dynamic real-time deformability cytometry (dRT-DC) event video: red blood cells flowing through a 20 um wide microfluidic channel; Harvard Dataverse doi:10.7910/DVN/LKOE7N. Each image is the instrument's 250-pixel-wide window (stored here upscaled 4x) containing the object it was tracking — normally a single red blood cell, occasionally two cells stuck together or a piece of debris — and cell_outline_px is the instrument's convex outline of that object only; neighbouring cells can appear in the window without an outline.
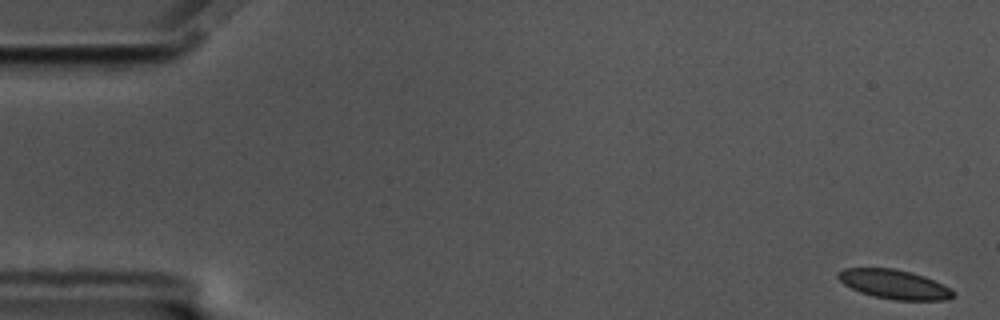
{"species": "common noctule bat (a hibernating species)", "species_latin": "Nyctalus noctula", "temperature_condition": "cold", "stored_images_in_passage": 57, "camera_frame_rate_fps": 3000, "um_per_image_px": 0.085, "animal": {"sex": "male", "body_mass_g": 17.5, "forearm_length_mm": 52.3}, "frame": {"image": 1, "passage_image": 1, "time_ms": 0.0, "image_size_px": [1000, 320], "cell_outline_px": [[956, 296], [948, 300], [896, 300], [872, 296], [860, 292], [844, 284], [836, 276], [836, 272], [844, 268], [892, 268], [924, 276], [956, 292]], "centroid_in_image_um": [75.99, 24.17], "position_along_channel_um": 9.0, "area_um2": 19.48}}
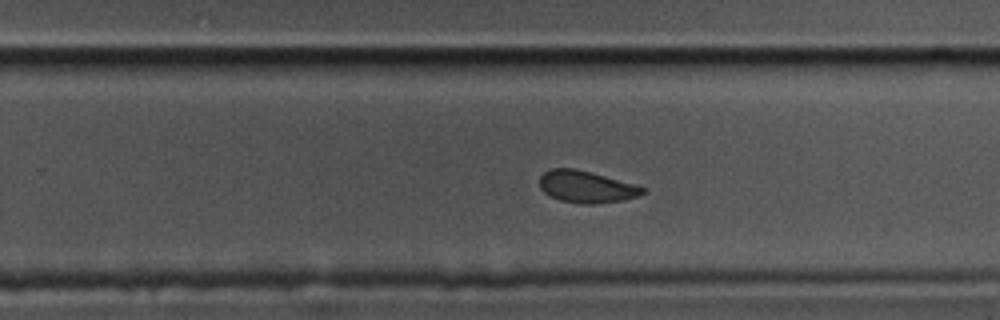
{"frame": {"image": 2, "passage_image": 36, "time_ms": 11.667, "image_size_px": [1000, 320], "cell_outline_px": [[648, 192], [624, 200], [596, 204], [584, 204], [560, 200], [548, 196], [540, 188], [540, 176], [544, 172], [552, 168], [572, 168], [636, 184], [648, 188]], "centroid_in_image_um": [49.86, 15.89], "position_along_channel_um": 279.9, "area_um2": 19.19}}
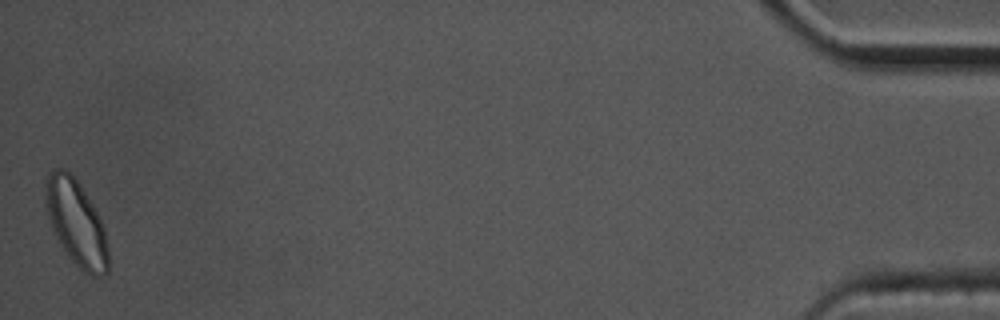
{"frame": {"image": 3, "passage_image": 57, "time_ms": 18.667, "image_size_px": [1000, 320], "cell_outline_px": [[108, 272], [100, 276], [92, 276], [84, 272], [72, 260], [56, 236], [52, 228], [44, 204], [44, 192], [48, 176], [52, 168], [64, 168], [76, 180], [92, 204], [104, 228], [108, 248]], "centroid_in_image_um": [6.47, 18.94], "position_along_channel_um": 428.7, "area_um2": 30.81}, "authors_computed_cell_mechanics": {"area_um2": 20.23, "velocity_mm_per_s": 3.4735, "shape_relaxation_time_tau1_ms": 4.7112, "shape_relaxation_time_tau2_ms": 4.2149, "deformation_change_tau1": 0.1129, "deformation_change_tau2": 0.0785}}